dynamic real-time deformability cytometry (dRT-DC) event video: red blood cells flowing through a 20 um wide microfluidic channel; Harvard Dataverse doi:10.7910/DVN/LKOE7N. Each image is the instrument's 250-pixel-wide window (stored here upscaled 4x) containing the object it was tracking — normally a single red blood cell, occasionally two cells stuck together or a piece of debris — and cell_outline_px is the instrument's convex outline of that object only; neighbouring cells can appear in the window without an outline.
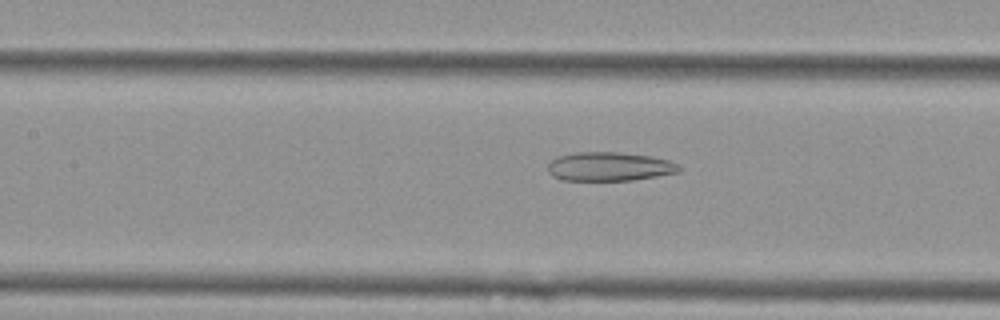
{"species": "Egyptian fruit bat (a non-hibernating species)", "species_latin": "Rousettus aegyptiacus", "temperature_condition": "cold", "stored_images_in_passage": 51, "camera_frame_rate_fps": 3000, "um_per_image_px": 0.085, "animal": {"sex": "female"}, "frame": {"image": 1, "passage_image": 22, "time_ms": 7.0, "image_size_px": [1000, 320], "cell_outline_px": [[680, 172], [632, 180], [564, 180], [552, 176], [548, 172], [548, 164], [556, 156], [576, 152], [616, 152], [652, 156], [668, 160], [676, 164], [680, 168]], "centroid_in_image_um": [51.77, 14.15], "position_along_channel_um": 155.6, "area_um2": 22.02}}
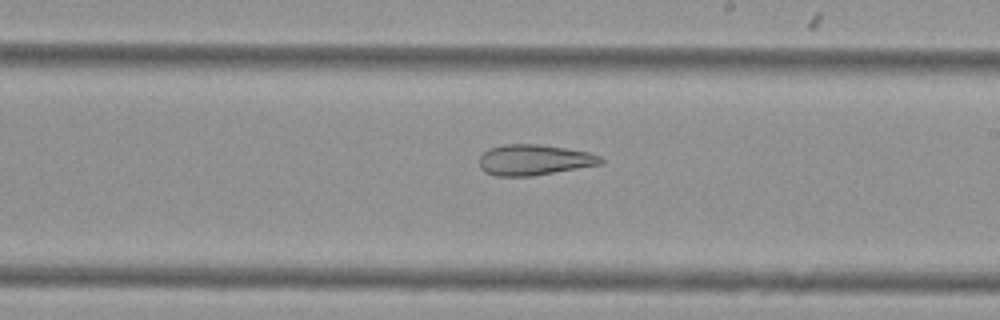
{"frame": {"image": 2, "passage_image": 29, "time_ms": 9.333, "image_size_px": [1000, 320], "cell_outline_px": [[604, 164], [532, 176], [496, 176], [484, 172], [480, 168], [480, 156], [488, 148], [504, 144], [540, 144], [588, 152], [600, 156], [604, 160]], "centroid_in_image_um": [45.4, 13.59], "position_along_channel_um": 243.6, "area_um2": 21.85}}
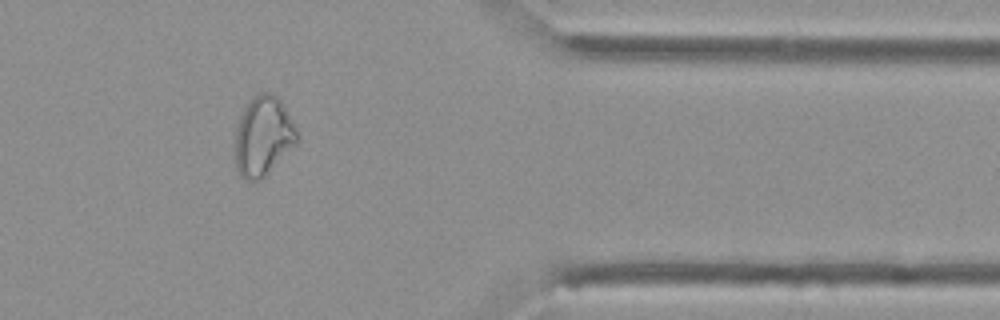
{"frame": {"image": 3, "passage_image": 42, "time_ms": 13.667, "image_size_px": [1000, 320], "cell_outline_px": [[300, 140], [260, 180], [244, 180], [240, 176], [236, 168], [236, 124], [244, 108], [252, 96], [256, 92], [268, 92], [276, 96], [280, 100], [296, 128], [300, 136]], "centroid_in_image_um": [22.37, 11.56], "position_along_channel_um": 389.0, "area_um2": 28.61}, "authors_computed_cell_mechanics": {"area_um2": 28.611, "velocity_mm_per_s": 3.7891, "shape_relaxation_time_tau1_ms": null, "shape_relaxation_time_tau2_ms": 6.0325, "deformation_change_tau1": null, "deformation_change_tau2": 0.1726}}